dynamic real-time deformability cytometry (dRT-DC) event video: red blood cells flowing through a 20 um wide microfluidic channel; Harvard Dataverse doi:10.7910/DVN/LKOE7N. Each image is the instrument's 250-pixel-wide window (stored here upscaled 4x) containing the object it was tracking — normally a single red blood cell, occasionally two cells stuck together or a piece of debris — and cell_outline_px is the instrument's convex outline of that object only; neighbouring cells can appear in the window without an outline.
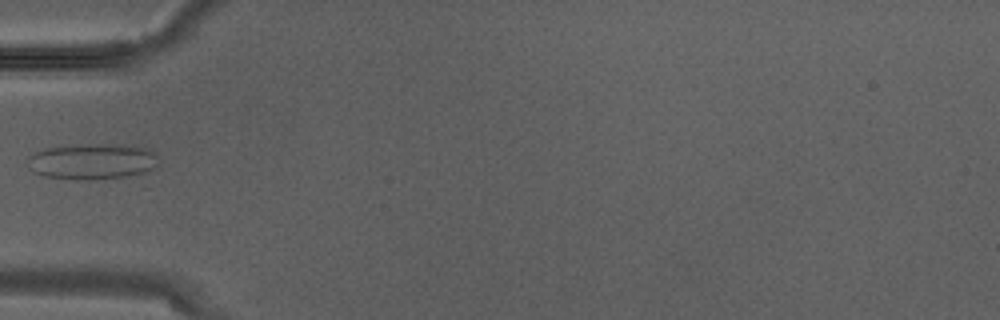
{"species": "Egyptian fruit bat (a non-hibernating species)", "species_latin": "Rousettus aegyptiacus", "temperature_condition": "warm", "stored_images_in_passage": 2, "camera_frame_rate_fps": 3000, "um_per_image_px": 0.085, "animal": {"sex": "male"}, "frame": {"image": 1, "passage_image": 2, "time_ms": 0.333, "image_size_px": [1000, 320], "cell_outline_px": [[156, 164], [148, 172], [124, 176], [88, 180], [80, 180], [44, 176], [32, 172], [28, 168], [24, 160], [28, 156], [44, 148], [88, 144], [124, 144], [148, 148], [156, 156]], "centroid_in_image_um": [7.77, 13.72], "position_along_channel_um": 77.2, "area_um2": 27.51}}